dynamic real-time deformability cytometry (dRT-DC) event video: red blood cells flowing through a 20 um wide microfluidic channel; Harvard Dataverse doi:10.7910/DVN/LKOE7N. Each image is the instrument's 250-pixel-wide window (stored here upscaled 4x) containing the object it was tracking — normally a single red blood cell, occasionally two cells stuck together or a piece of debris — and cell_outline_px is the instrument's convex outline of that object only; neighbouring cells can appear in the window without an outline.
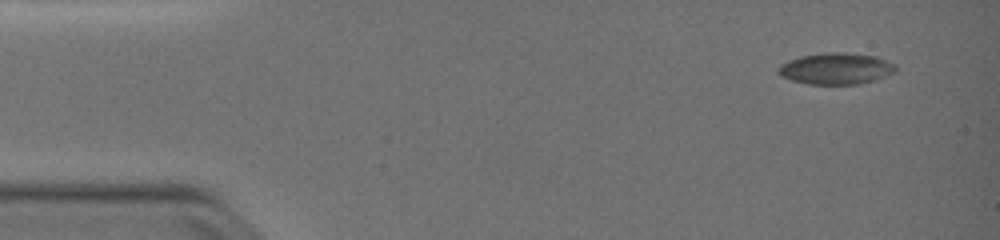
{"species": "common noctule bat (a hibernating species)", "species_latin": "Nyctalus noctula", "temperature_condition": "warm", "stored_images_in_passage": 47, "camera_frame_rate_fps": 3000, "um_per_image_px": 0.085, "animal": {"sex": "female", "body_mass_g": 19.0, "forearm_length_mm": 51.5}, "frame": {"image": 1, "passage_image": 1, "time_ms": 0.0, "image_size_px": [1000, 240], "cell_outline_px": [[896, 72], [876, 80], [860, 84], [808, 84], [792, 80], [780, 76], [776, 72], [776, 68], [780, 64], [788, 60], [800, 56], [828, 52], [844, 52], [876, 56], [896, 64]], "centroid_in_image_um": [71.05, 5.83], "position_along_channel_um": 13.9, "area_um2": 21.79}}
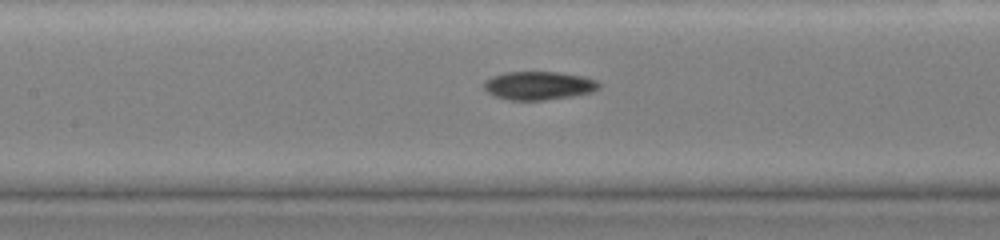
{"frame": {"image": 2, "passage_image": 21, "time_ms": 6.667, "image_size_px": [1000, 240], "cell_outline_px": [[600, 88], [592, 92], [572, 96], [544, 100], [508, 100], [496, 96], [488, 92], [484, 88], [484, 80], [492, 76], [504, 72], [560, 72], [584, 76], [596, 80], [600, 84]], "centroid_in_image_um": [45.8, 7.27], "position_along_channel_um": 161.6, "area_um2": 19.13}}
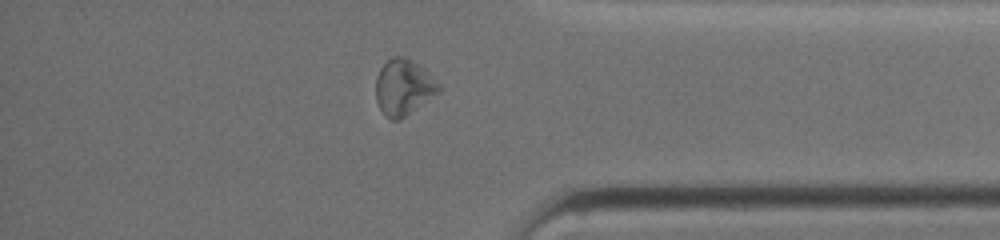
{"frame": {"image": 3, "passage_image": 40, "time_ms": 13.0, "image_size_px": [1000, 240], "cell_outline_px": [[440, 92], [400, 120], [392, 120], [384, 116], [376, 100], [376, 76], [380, 68], [392, 56], [404, 56], [412, 60], [428, 72], [440, 84]], "centroid_in_image_um": [34.3, 7.42], "position_along_channel_um": 400.9, "area_um2": 20.58}, "authors_computed_cell_mechanics": {"area_um2": 19.5942, "velocity_mm_per_s": 3.857, "shape_relaxation_time_tau1_ms": 5.2765, "shape_relaxation_time_tau2_ms": 3.8291, "deformation_change_tau1": 0.1711, "deformation_change_tau2": 0.127}}